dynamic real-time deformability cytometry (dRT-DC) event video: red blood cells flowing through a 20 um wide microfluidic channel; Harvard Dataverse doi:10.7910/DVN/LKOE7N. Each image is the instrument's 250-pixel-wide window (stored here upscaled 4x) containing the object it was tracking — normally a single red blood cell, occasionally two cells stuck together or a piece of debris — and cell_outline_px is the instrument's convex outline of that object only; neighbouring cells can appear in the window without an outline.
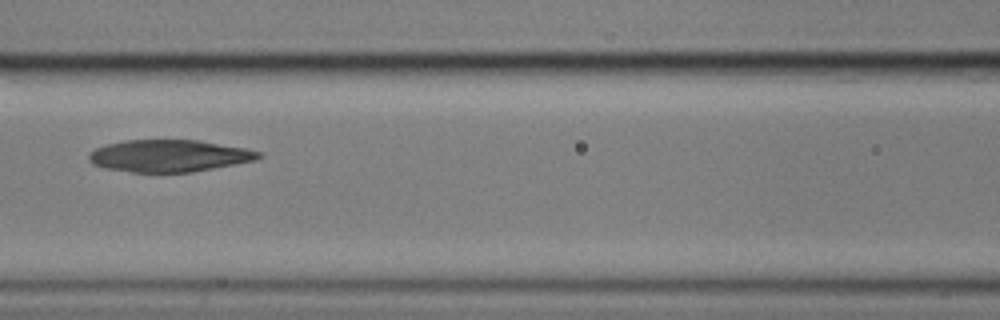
{"species": "common noctule bat (a hibernating species)", "species_latin": "Nyctalus noctula", "temperature_condition": "cold", "stored_images_in_passage": 6, "camera_frame_rate_fps": 3000, "um_per_image_px": 0.085, "animal": {"sex": "male", "body_mass_g": 17.9}, "frame": {"image": 1, "passage_image": 4, "time_ms": 1.0, "image_size_px": [1000, 320], "cell_outline_px": [[264, 156], [256, 160], [192, 172], [132, 172], [104, 168], [92, 164], [88, 160], [88, 156], [96, 148], [108, 144], [124, 140], [196, 140], [248, 148], [260, 152]], "centroid_in_image_um": [14.39, 13.24], "position_along_channel_um": 152.2, "area_um2": 31.67}}
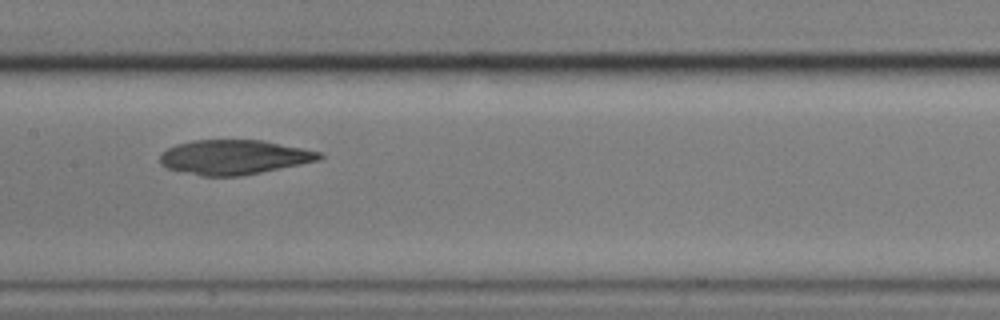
{"frame": {"image": 2, "passage_image": 5, "time_ms": 1.333, "image_size_px": [1000, 320], "cell_outline_px": [[324, 156], [320, 160], [240, 176], [200, 176], [168, 168], [160, 164], [160, 156], [168, 148], [176, 144], [192, 140], [264, 140], [320, 152]], "centroid_in_image_um": [19.88, 13.35], "position_along_channel_um": 187.5, "area_um2": 31.91}}
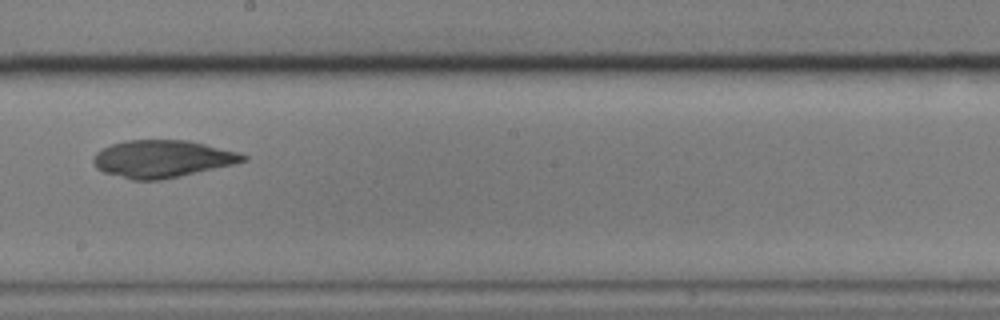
{"frame": {"image": 3, "passage_image": 6, "time_ms": 1.667, "image_size_px": [1000, 320], "cell_outline_px": [[248, 160], [232, 164], [180, 176], [160, 180], [132, 180], [104, 172], [96, 168], [92, 160], [92, 156], [96, 152], [112, 144], [124, 140], [188, 140], [240, 152], [248, 156]], "centroid_in_image_um": [13.78, 13.49], "position_along_channel_um": 234.4, "area_um2": 32.54}}